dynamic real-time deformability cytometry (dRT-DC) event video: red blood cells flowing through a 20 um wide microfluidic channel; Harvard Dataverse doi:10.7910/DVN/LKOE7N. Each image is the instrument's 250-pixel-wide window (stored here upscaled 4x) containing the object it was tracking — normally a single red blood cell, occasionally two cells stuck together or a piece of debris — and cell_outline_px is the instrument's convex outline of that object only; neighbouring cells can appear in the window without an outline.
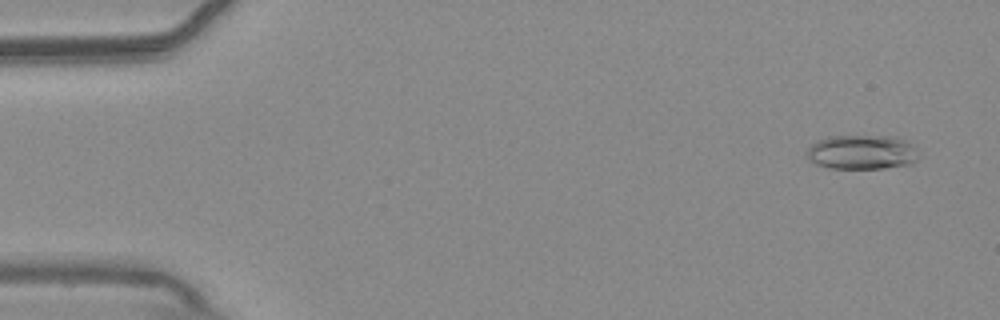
{"species": "common noctule bat (a hibernating species)", "species_latin": "Nyctalus noctula", "temperature_condition": "warm", "stored_images_in_passage": 54, "camera_frame_rate_fps": 3000, "um_per_image_px": 0.085, "animal": {"sex": "male", "body_mass_g": 20.4}, "frame": {"image": 1, "passage_image": 3, "time_ms": 0.667, "image_size_px": [1000, 320], "cell_outline_px": [[916, 160], [912, 164], [884, 168], [828, 168], [816, 164], [808, 160], [804, 152], [816, 140], [828, 136], [896, 136], [912, 144], [916, 148]], "centroid_in_image_um": [73.21, 12.93], "position_along_channel_um": 11.8, "area_um2": 22.66}}
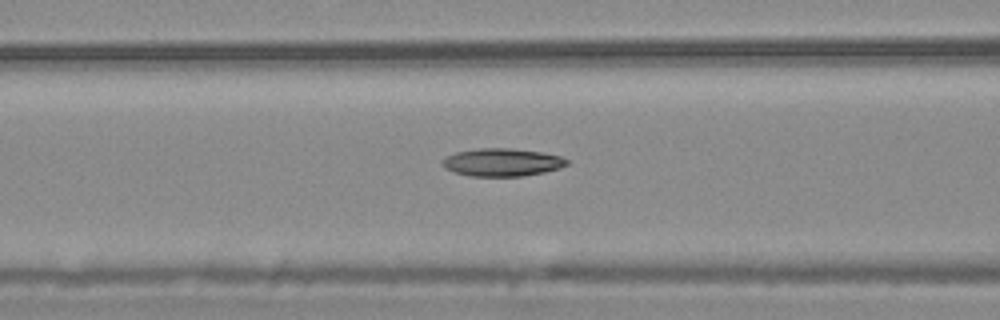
{"frame": {"image": 2, "passage_image": 22, "time_ms": 7.0, "image_size_px": [1000, 320], "cell_outline_px": [[568, 164], [560, 168], [544, 172], [524, 176], [468, 176], [452, 172], [444, 168], [440, 160], [456, 152], [480, 148], [512, 148], [540, 152], [560, 156], [568, 160]], "centroid_in_image_um": [42.65, 13.8], "position_along_channel_um": 124.0, "area_um2": 20.29}}
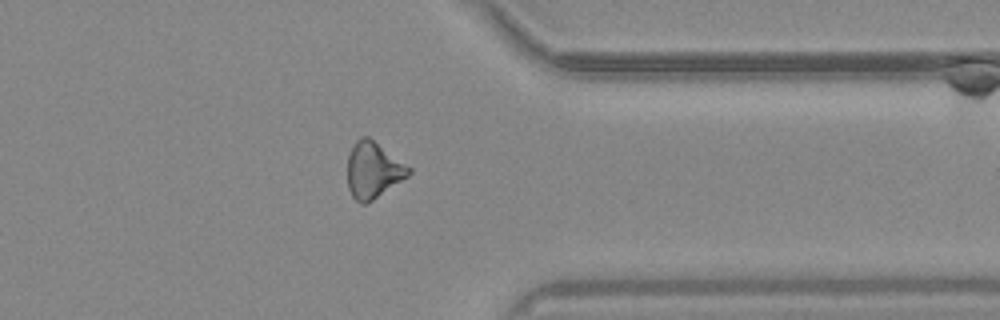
{"frame": {"image": 3, "passage_image": 43, "time_ms": 14.0, "image_size_px": [1000, 320], "cell_outline_px": [[412, 172], [408, 176], [372, 200], [364, 204], [360, 204], [352, 196], [348, 188], [348, 156], [356, 140], [360, 136], [368, 136], [412, 168]], "centroid_in_image_um": [31.72, 14.45], "position_along_channel_um": 379.7, "area_um2": 19.88}}